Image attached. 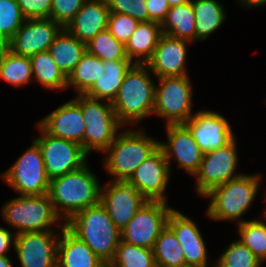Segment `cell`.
<instances>
[{
	"label": "cell",
	"instance_id": "cell-1",
	"mask_svg": "<svg viewBox=\"0 0 266 267\" xmlns=\"http://www.w3.org/2000/svg\"><path fill=\"white\" fill-rule=\"evenodd\" d=\"M98 179L86 163L78 170L50 180L48 195L63 224L78 212L100 203Z\"/></svg>",
	"mask_w": 266,
	"mask_h": 267
},
{
	"label": "cell",
	"instance_id": "cell-2",
	"mask_svg": "<svg viewBox=\"0 0 266 267\" xmlns=\"http://www.w3.org/2000/svg\"><path fill=\"white\" fill-rule=\"evenodd\" d=\"M145 64H134L126 73L119 91L112 102L118 121L137 124L151 116L155 105V84Z\"/></svg>",
	"mask_w": 266,
	"mask_h": 267
},
{
	"label": "cell",
	"instance_id": "cell-3",
	"mask_svg": "<svg viewBox=\"0 0 266 267\" xmlns=\"http://www.w3.org/2000/svg\"><path fill=\"white\" fill-rule=\"evenodd\" d=\"M65 226L84 241L103 262L113 260L121 240V232L101 203L78 212Z\"/></svg>",
	"mask_w": 266,
	"mask_h": 267
},
{
	"label": "cell",
	"instance_id": "cell-4",
	"mask_svg": "<svg viewBox=\"0 0 266 267\" xmlns=\"http://www.w3.org/2000/svg\"><path fill=\"white\" fill-rule=\"evenodd\" d=\"M261 175L242 174L211 189L203 197L210 199L206 215L212 220H237L238 224L244 213L252 205L258 193Z\"/></svg>",
	"mask_w": 266,
	"mask_h": 267
},
{
	"label": "cell",
	"instance_id": "cell-5",
	"mask_svg": "<svg viewBox=\"0 0 266 267\" xmlns=\"http://www.w3.org/2000/svg\"><path fill=\"white\" fill-rule=\"evenodd\" d=\"M159 141L152 139L144 130L126 129L118 133L113 143L104 151V166L116 180H129L135 170L158 148Z\"/></svg>",
	"mask_w": 266,
	"mask_h": 267
},
{
	"label": "cell",
	"instance_id": "cell-6",
	"mask_svg": "<svg viewBox=\"0 0 266 267\" xmlns=\"http://www.w3.org/2000/svg\"><path fill=\"white\" fill-rule=\"evenodd\" d=\"M1 210L4 221L16 229L15 235L25 232L56 231L51 227L57 225L59 220L62 222L48 194L20 195L6 202Z\"/></svg>",
	"mask_w": 266,
	"mask_h": 267
},
{
	"label": "cell",
	"instance_id": "cell-7",
	"mask_svg": "<svg viewBox=\"0 0 266 267\" xmlns=\"http://www.w3.org/2000/svg\"><path fill=\"white\" fill-rule=\"evenodd\" d=\"M74 100L80 105L85 123L84 152H104L114 141L122 124L118 121L111 102L77 95Z\"/></svg>",
	"mask_w": 266,
	"mask_h": 267
},
{
	"label": "cell",
	"instance_id": "cell-8",
	"mask_svg": "<svg viewBox=\"0 0 266 267\" xmlns=\"http://www.w3.org/2000/svg\"><path fill=\"white\" fill-rule=\"evenodd\" d=\"M153 114L166 118V125L184 124L192 118V86L188 75L156 78ZM193 113V114H192Z\"/></svg>",
	"mask_w": 266,
	"mask_h": 267
},
{
	"label": "cell",
	"instance_id": "cell-9",
	"mask_svg": "<svg viewBox=\"0 0 266 267\" xmlns=\"http://www.w3.org/2000/svg\"><path fill=\"white\" fill-rule=\"evenodd\" d=\"M1 177L20 195L48 194L50 179L38 143L33 140L31 147Z\"/></svg>",
	"mask_w": 266,
	"mask_h": 267
},
{
	"label": "cell",
	"instance_id": "cell-10",
	"mask_svg": "<svg viewBox=\"0 0 266 267\" xmlns=\"http://www.w3.org/2000/svg\"><path fill=\"white\" fill-rule=\"evenodd\" d=\"M173 208L164 201H147L137 211L126 227L120 231L121 241L153 249L156 239L167 226Z\"/></svg>",
	"mask_w": 266,
	"mask_h": 267
},
{
	"label": "cell",
	"instance_id": "cell-11",
	"mask_svg": "<svg viewBox=\"0 0 266 267\" xmlns=\"http://www.w3.org/2000/svg\"><path fill=\"white\" fill-rule=\"evenodd\" d=\"M236 138L234 137L227 145L205 152L198 171L194 174L197 179L195 188L200 196H204L211 189L237 178L238 163Z\"/></svg>",
	"mask_w": 266,
	"mask_h": 267
},
{
	"label": "cell",
	"instance_id": "cell-12",
	"mask_svg": "<svg viewBox=\"0 0 266 267\" xmlns=\"http://www.w3.org/2000/svg\"><path fill=\"white\" fill-rule=\"evenodd\" d=\"M40 137L35 141L40 146L48 178L54 179L80 169L87 163L88 155L82 146L47 134L38 124Z\"/></svg>",
	"mask_w": 266,
	"mask_h": 267
},
{
	"label": "cell",
	"instance_id": "cell-13",
	"mask_svg": "<svg viewBox=\"0 0 266 267\" xmlns=\"http://www.w3.org/2000/svg\"><path fill=\"white\" fill-rule=\"evenodd\" d=\"M147 201L130 180H113L101 186L100 203L120 231Z\"/></svg>",
	"mask_w": 266,
	"mask_h": 267
},
{
	"label": "cell",
	"instance_id": "cell-14",
	"mask_svg": "<svg viewBox=\"0 0 266 267\" xmlns=\"http://www.w3.org/2000/svg\"><path fill=\"white\" fill-rule=\"evenodd\" d=\"M56 231L15 235L14 249L21 267H57L59 235Z\"/></svg>",
	"mask_w": 266,
	"mask_h": 267
},
{
	"label": "cell",
	"instance_id": "cell-15",
	"mask_svg": "<svg viewBox=\"0 0 266 267\" xmlns=\"http://www.w3.org/2000/svg\"><path fill=\"white\" fill-rule=\"evenodd\" d=\"M167 143H159L171 168L170 160L177 161V167L183 168L194 176L200 168L204 152L196 143L192 134L184 124L166 125Z\"/></svg>",
	"mask_w": 266,
	"mask_h": 267
},
{
	"label": "cell",
	"instance_id": "cell-16",
	"mask_svg": "<svg viewBox=\"0 0 266 267\" xmlns=\"http://www.w3.org/2000/svg\"><path fill=\"white\" fill-rule=\"evenodd\" d=\"M63 28L52 19H26L10 39V51L25 57L48 51Z\"/></svg>",
	"mask_w": 266,
	"mask_h": 267
},
{
	"label": "cell",
	"instance_id": "cell-17",
	"mask_svg": "<svg viewBox=\"0 0 266 267\" xmlns=\"http://www.w3.org/2000/svg\"><path fill=\"white\" fill-rule=\"evenodd\" d=\"M184 125L204 153L227 145L235 137L225 117L210 110H199Z\"/></svg>",
	"mask_w": 266,
	"mask_h": 267
},
{
	"label": "cell",
	"instance_id": "cell-18",
	"mask_svg": "<svg viewBox=\"0 0 266 267\" xmlns=\"http://www.w3.org/2000/svg\"><path fill=\"white\" fill-rule=\"evenodd\" d=\"M168 161L159 147L135 170L129 179L148 201H167L165 190L171 174Z\"/></svg>",
	"mask_w": 266,
	"mask_h": 267
},
{
	"label": "cell",
	"instance_id": "cell-19",
	"mask_svg": "<svg viewBox=\"0 0 266 267\" xmlns=\"http://www.w3.org/2000/svg\"><path fill=\"white\" fill-rule=\"evenodd\" d=\"M85 123L80 105L72 99L57 107L37 124L53 137L81 145L84 151Z\"/></svg>",
	"mask_w": 266,
	"mask_h": 267
},
{
	"label": "cell",
	"instance_id": "cell-20",
	"mask_svg": "<svg viewBox=\"0 0 266 267\" xmlns=\"http://www.w3.org/2000/svg\"><path fill=\"white\" fill-rule=\"evenodd\" d=\"M189 41L162 34L152 57L145 64L156 78L188 75L186 70Z\"/></svg>",
	"mask_w": 266,
	"mask_h": 267
},
{
	"label": "cell",
	"instance_id": "cell-21",
	"mask_svg": "<svg viewBox=\"0 0 266 267\" xmlns=\"http://www.w3.org/2000/svg\"><path fill=\"white\" fill-rule=\"evenodd\" d=\"M167 225L175 233L184 251L185 267H207L206 244L195 222L179 210L173 209Z\"/></svg>",
	"mask_w": 266,
	"mask_h": 267
},
{
	"label": "cell",
	"instance_id": "cell-22",
	"mask_svg": "<svg viewBox=\"0 0 266 267\" xmlns=\"http://www.w3.org/2000/svg\"><path fill=\"white\" fill-rule=\"evenodd\" d=\"M109 15L107 0H86L65 29L87 44L100 31L108 28Z\"/></svg>",
	"mask_w": 266,
	"mask_h": 267
},
{
	"label": "cell",
	"instance_id": "cell-23",
	"mask_svg": "<svg viewBox=\"0 0 266 267\" xmlns=\"http://www.w3.org/2000/svg\"><path fill=\"white\" fill-rule=\"evenodd\" d=\"M58 225L61 232L57 250V267H100L103 261L91 248L74 235L65 224Z\"/></svg>",
	"mask_w": 266,
	"mask_h": 267
},
{
	"label": "cell",
	"instance_id": "cell-24",
	"mask_svg": "<svg viewBox=\"0 0 266 267\" xmlns=\"http://www.w3.org/2000/svg\"><path fill=\"white\" fill-rule=\"evenodd\" d=\"M134 64L135 63L129 59L112 61L104 60V74L95 81L94 85L85 93V95L112 103L119 91L126 73Z\"/></svg>",
	"mask_w": 266,
	"mask_h": 267
},
{
	"label": "cell",
	"instance_id": "cell-25",
	"mask_svg": "<svg viewBox=\"0 0 266 267\" xmlns=\"http://www.w3.org/2000/svg\"><path fill=\"white\" fill-rule=\"evenodd\" d=\"M161 35V24L153 21L139 22L125 45L128 59L135 64H146L152 57Z\"/></svg>",
	"mask_w": 266,
	"mask_h": 267
},
{
	"label": "cell",
	"instance_id": "cell-26",
	"mask_svg": "<svg viewBox=\"0 0 266 267\" xmlns=\"http://www.w3.org/2000/svg\"><path fill=\"white\" fill-rule=\"evenodd\" d=\"M48 51L56 65L68 78L87 49L85 43L63 28L55 37Z\"/></svg>",
	"mask_w": 266,
	"mask_h": 267
},
{
	"label": "cell",
	"instance_id": "cell-27",
	"mask_svg": "<svg viewBox=\"0 0 266 267\" xmlns=\"http://www.w3.org/2000/svg\"><path fill=\"white\" fill-rule=\"evenodd\" d=\"M162 34L186 41L196 40L195 15L192 1L170 7L161 24Z\"/></svg>",
	"mask_w": 266,
	"mask_h": 267
},
{
	"label": "cell",
	"instance_id": "cell-28",
	"mask_svg": "<svg viewBox=\"0 0 266 267\" xmlns=\"http://www.w3.org/2000/svg\"><path fill=\"white\" fill-rule=\"evenodd\" d=\"M196 41L207 39L226 19L224 7L217 0H192Z\"/></svg>",
	"mask_w": 266,
	"mask_h": 267
},
{
	"label": "cell",
	"instance_id": "cell-29",
	"mask_svg": "<svg viewBox=\"0 0 266 267\" xmlns=\"http://www.w3.org/2000/svg\"><path fill=\"white\" fill-rule=\"evenodd\" d=\"M33 80L50 90L67 89V77L56 65L49 51L30 57Z\"/></svg>",
	"mask_w": 266,
	"mask_h": 267
},
{
	"label": "cell",
	"instance_id": "cell-30",
	"mask_svg": "<svg viewBox=\"0 0 266 267\" xmlns=\"http://www.w3.org/2000/svg\"><path fill=\"white\" fill-rule=\"evenodd\" d=\"M103 74V61L86 51L67 78V88L74 87L77 95L85 94Z\"/></svg>",
	"mask_w": 266,
	"mask_h": 267
},
{
	"label": "cell",
	"instance_id": "cell-31",
	"mask_svg": "<svg viewBox=\"0 0 266 267\" xmlns=\"http://www.w3.org/2000/svg\"><path fill=\"white\" fill-rule=\"evenodd\" d=\"M153 254L157 267H185L184 251L168 225L156 239Z\"/></svg>",
	"mask_w": 266,
	"mask_h": 267
},
{
	"label": "cell",
	"instance_id": "cell-32",
	"mask_svg": "<svg viewBox=\"0 0 266 267\" xmlns=\"http://www.w3.org/2000/svg\"><path fill=\"white\" fill-rule=\"evenodd\" d=\"M0 78L13 86H24L33 79L30 57L9 51L0 57Z\"/></svg>",
	"mask_w": 266,
	"mask_h": 267
},
{
	"label": "cell",
	"instance_id": "cell-33",
	"mask_svg": "<svg viewBox=\"0 0 266 267\" xmlns=\"http://www.w3.org/2000/svg\"><path fill=\"white\" fill-rule=\"evenodd\" d=\"M116 267H157L153 249L119 242L111 261Z\"/></svg>",
	"mask_w": 266,
	"mask_h": 267
},
{
	"label": "cell",
	"instance_id": "cell-34",
	"mask_svg": "<svg viewBox=\"0 0 266 267\" xmlns=\"http://www.w3.org/2000/svg\"><path fill=\"white\" fill-rule=\"evenodd\" d=\"M266 221V219H265ZM261 219L243 221L238 225L240 241L261 261L266 260V223Z\"/></svg>",
	"mask_w": 266,
	"mask_h": 267
},
{
	"label": "cell",
	"instance_id": "cell-35",
	"mask_svg": "<svg viewBox=\"0 0 266 267\" xmlns=\"http://www.w3.org/2000/svg\"><path fill=\"white\" fill-rule=\"evenodd\" d=\"M87 52L102 61L128 59L125 45L119 42L108 29L100 31L86 44Z\"/></svg>",
	"mask_w": 266,
	"mask_h": 267
},
{
	"label": "cell",
	"instance_id": "cell-36",
	"mask_svg": "<svg viewBox=\"0 0 266 267\" xmlns=\"http://www.w3.org/2000/svg\"><path fill=\"white\" fill-rule=\"evenodd\" d=\"M224 267H261L262 262L240 240L230 243L217 260Z\"/></svg>",
	"mask_w": 266,
	"mask_h": 267
},
{
	"label": "cell",
	"instance_id": "cell-37",
	"mask_svg": "<svg viewBox=\"0 0 266 267\" xmlns=\"http://www.w3.org/2000/svg\"><path fill=\"white\" fill-rule=\"evenodd\" d=\"M17 0H0V32L11 39L25 21Z\"/></svg>",
	"mask_w": 266,
	"mask_h": 267
},
{
	"label": "cell",
	"instance_id": "cell-38",
	"mask_svg": "<svg viewBox=\"0 0 266 267\" xmlns=\"http://www.w3.org/2000/svg\"><path fill=\"white\" fill-rule=\"evenodd\" d=\"M138 24V20L127 14L110 13L107 29L119 42L126 45Z\"/></svg>",
	"mask_w": 266,
	"mask_h": 267
},
{
	"label": "cell",
	"instance_id": "cell-39",
	"mask_svg": "<svg viewBox=\"0 0 266 267\" xmlns=\"http://www.w3.org/2000/svg\"><path fill=\"white\" fill-rule=\"evenodd\" d=\"M86 0H51L50 19L62 28L72 21Z\"/></svg>",
	"mask_w": 266,
	"mask_h": 267
},
{
	"label": "cell",
	"instance_id": "cell-40",
	"mask_svg": "<svg viewBox=\"0 0 266 267\" xmlns=\"http://www.w3.org/2000/svg\"><path fill=\"white\" fill-rule=\"evenodd\" d=\"M110 13H122L139 22L149 21L146 0H107Z\"/></svg>",
	"mask_w": 266,
	"mask_h": 267
},
{
	"label": "cell",
	"instance_id": "cell-41",
	"mask_svg": "<svg viewBox=\"0 0 266 267\" xmlns=\"http://www.w3.org/2000/svg\"><path fill=\"white\" fill-rule=\"evenodd\" d=\"M25 19L50 18L51 0H17Z\"/></svg>",
	"mask_w": 266,
	"mask_h": 267
},
{
	"label": "cell",
	"instance_id": "cell-42",
	"mask_svg": "<svg viewBox=\"0 0 266 267\" xmlns=\"http://www.w3.org/2000/svg\"><path fill=\"white\" fill-rule=\"evenodd\" d=\"M146 6L149 15V21L162 24L166 14L170 9L167 0H146Z\"/></svg>",
	"mask_w": 266,
	"mask_h": 267
},
{
	"label": "cell",
	"instance_id": "cell-43",
	"mask_svg": "<svg viewBox=\"0 0 266 267\" xmlns=\"http://www.w3.org/2000/svg\"><path fill=\"white\" fill-rule=\"evenodd\" d=\"M15 233L10 232L8 229L0 226V256L8 255L6 254L11 246H14Z\"/></svg>",
	"mask_w": 266,
	"mask_h": 267
},
{
	"label": "cell",
	"instance_id": "cell-44",
	"mask_svg": "<svg viewBox=\"0 0 266 267\" xmlns=\"http://www.w3.org/2000/svg\"><path fill=\"white\" fill-rule=\"evenodd\" d=\"M10 51V39L0 32V57Z\"/></svg>",
	"mask_w": 266,
	"mask_h": 267
},
{
	"label": "cell",
	"instance_id": "cell-45",
	"mask_svg": "<svg viewBox=\"0 0 266 267\" xmlns=\"http://www.w3.org/2000/svg\"><path fill=\"white\" fill-rule=\"evenodd\" d=\"M237 2H240V5H245L247 8L260 7L266 4V0H238Z\"/></svg>",
	"mask_w": 266,
	"mask_h": 267
},
{
	"label": "cell",
	"instance_id": "cell-46",
	"mask_svg": "<svg viewBox=\"0 0 266 267\" xmlns=\"http://www.w3.org/2000/svg\"><path fill=\"white\" fill-rule=\"evenodd\" d=\"M11 258L8 255L0 256V267H13Z\"/></svg>",
	"mask_w": 266,
	"mask_h": 267
},
{
	"label": "cell",
	"instance_id": "cell-47",
	"mask_svg": "<svg viewBox=\"0 0 266 267\" xmlns=\"http://www.w3.org/2000/svg\"><path fill=\"white\" fill-rule=\"evenodd\" d=\"M168 1V4L170 7H173V6H177V5H182V4H185V3H188L192 0H167Z\"/></svg>",
	"mask_w": 266,
	"mask_h": 267
},
{
	"label": "cell",
	"instance_id": "cell-48",
	"mask_svg": "<svg viewBox=\"0 0 266 267\" xmlns=\"http://www.w3.org/2000/svg\"><path fill=\"white\" fill-rule=\"evenodd\" d=\"M100 267H116L112 262H103Z\"/></svg>",
	"mask_w": 266,
	"mask_h": 267
},
{
	"label": "cell",
	"instance_id": "cell-49",
	"mask_svg": "<svg viewBox=\"0 0 266 267\" xmlns=\"http://www.w3.org/2000/svg\"><path fill=\"white\" fill-rule=\"evenodd\" d=\"M217 265H214L213 267H224L222 264H220L218 261L216 263ZM208 267V266H207Z\"/></svg>",
	"mask_w": 266,
	"mask_h": 267
},
{
	"label": "cell",
	"instance_id": "cell-50",
	"mask_svg": "<svg viewBox=\"0 0 266 267\" xmlns=\"http://www.w3.org/2000/svg\"><path fill=\"white\" fill-rule=\"evenodd\" d=\"M263 216H264L265 219H266V209H265V211H264V213H263Z\"/></svg>",
	"mask_w": 266,
	"mask_h": 267
}]
</instances>
